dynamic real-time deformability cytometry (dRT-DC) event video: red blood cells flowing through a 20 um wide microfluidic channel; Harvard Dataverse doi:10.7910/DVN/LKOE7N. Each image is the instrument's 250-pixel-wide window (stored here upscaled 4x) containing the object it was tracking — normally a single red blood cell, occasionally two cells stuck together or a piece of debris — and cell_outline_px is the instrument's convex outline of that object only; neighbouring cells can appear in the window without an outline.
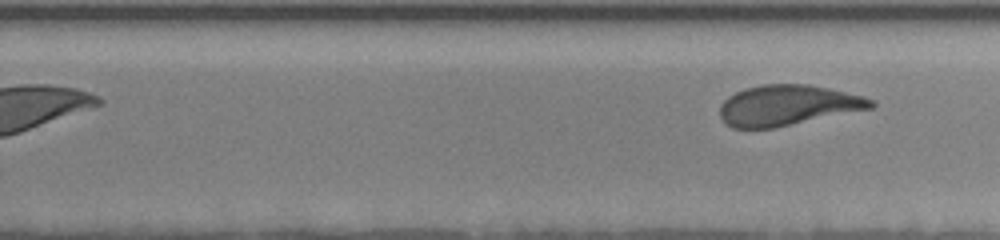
{"species": "human", "species_latin": "Homo sapiens", "temperature_condition": "room temperature", "stored_images_in_passage": 22, "segment_of_instrument_passage": [2, 2], "camera_frame_rate_fps": 3000, "um_per_image_px": 0.085, "donor": {"sex": "female"}, "frame": {"image": 1, "passage_image": 22, "time_ms": 6.667, "image_size_px": [1000, 240], "cell_outline_px": [[876, 104], [872, 108], [772, 128], [732, 128], [720, 116], [720, 104], [728, 96], [744, 88], [764, 84], [808, 84], [828, 88], [864, 96], [872, 100]], "centroid_in_image_um": [66.94, 8.94], "position_along_channel_um": 262.9, "area_um2": 35.37}}